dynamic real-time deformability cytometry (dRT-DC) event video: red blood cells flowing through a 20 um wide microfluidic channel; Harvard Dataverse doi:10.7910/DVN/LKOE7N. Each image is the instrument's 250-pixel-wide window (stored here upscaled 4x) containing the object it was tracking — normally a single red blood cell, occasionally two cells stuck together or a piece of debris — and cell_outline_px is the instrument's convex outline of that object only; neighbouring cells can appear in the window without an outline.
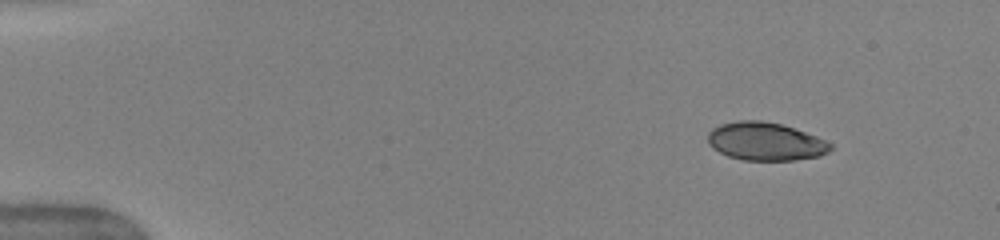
{"species": "human", "species_latin": "Homo sapiens", "temperature_condition": "warm", "stored_images_in_passage": 45, "camera_frame_rate_fps": 3000, "um_per_image_px": 0.085, "donor": {"sex": "female"}, "frame": {"image": 1, "passage_image": 1, "time_ms": 0.0, "image_size_px": [1000, 240], "cell_outline_px": [[832, 148], [828, 152], [820, 156], [796, 160], [744, 160], [728, 156], [712, 148], [708, 144], [708, 132], [712, 128], [720, 124], [740, 120], [760, 120], [780, 124], [816, 136], [832, 144]], "centroid_in_image_um": [65.04, 12.03], "position_along_channel_um": 20.0, "area_um2": 27.17}}
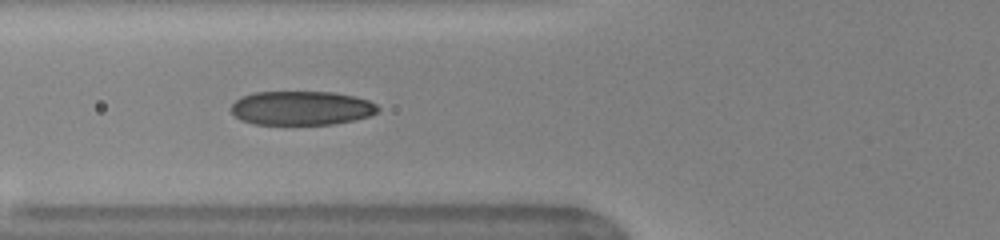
{"frame": {"image": 2, "passage_image": 15, "time_ms": 4.667, "image_size_px": [1000, 240], "cell_outline_px": [[380, 108], [376, 112], [368, 116], [352, 120], [332, 124], [252, 124], [240, 120], [232, 112], [232, 104], [240, 96], [252, 92], [332, 92], [352, 96], [368, 100], [376, 104]], "centroid_in_image_um": [25.58, 9.18], "position_along_channel_um": 100.2, "area_um2": 29.02}}
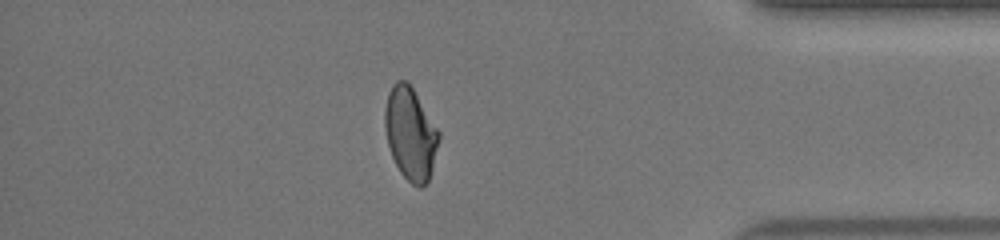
{"frame": {"image": 3, "passage_image": 39, "time_ms": 12.667, "image_size_px": [1000, 240], "cell_outline_px": [[440, 136], [432, 168], [428, 180], [420, 188], [412, 184], [400, 172], [392, 156], [388, 144], [384, 124], [384, 108], [388, 92], [392, 84], [396, 80], [404, 80], [412, 88], [440, 132]], "centroid_in_image_um": [34.87, 11.34], "position_along_channel_um": 400.3, "area_um2": 28.78}, "authors_computed_cell_mechanics": {"area_um2": 29.0734, "velocity_mm_per_s": 4.0692, "shape_relaxation_time_tau1_ms": 9.4354, "shape_relaxation_time_tau2_ms": 0.8679, "deformation_change_tau1": 0.2586, "deformation_change_tau2": 0.0598}}